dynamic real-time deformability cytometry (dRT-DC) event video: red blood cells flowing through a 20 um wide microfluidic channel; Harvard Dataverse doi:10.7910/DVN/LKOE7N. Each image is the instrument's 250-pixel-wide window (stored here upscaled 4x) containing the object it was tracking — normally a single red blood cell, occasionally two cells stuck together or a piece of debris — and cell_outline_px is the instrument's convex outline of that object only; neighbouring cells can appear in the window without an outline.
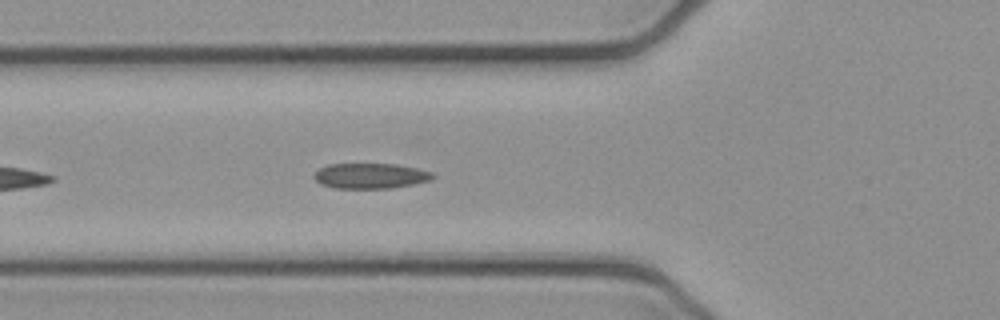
{"species": "common noctule bat (a hibernating species)", "species_latin": "Nyctalus noctula", "temperature_condition": "cold", "stored_images_in_passage": 17, "camera_frame_rate_fps": 3000, "um_per_image_px": 0.085, "animal": {"sex": "female", "body_mass_g": 21.9}, "frame": {"image": 1, "passage_image": 6, "time_ms": 1.667, "image_size_px": [1000, 320], "cell_outline_px": [[436, 176], [432, 180], [392, 188], [336, 188], [320, 184], [312, 176], [320, 168], [328, 164], [396, 164], [416, 168], [432, 172]], "centroid_in_image_um": [31.5, 14.95], "position_along_channel_um": 94.3, "area_um2": 17.51}}
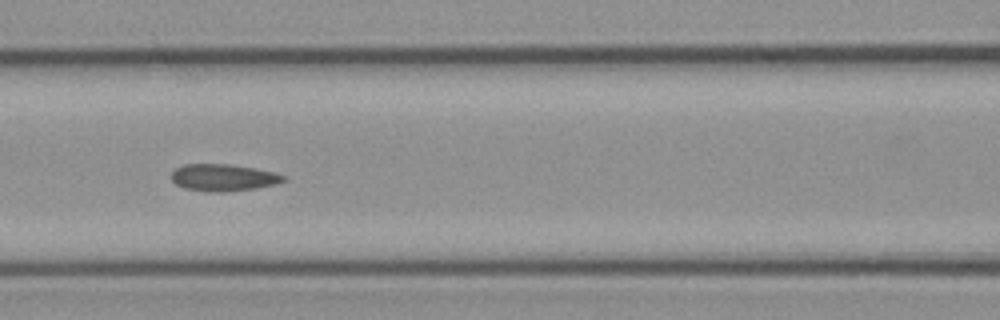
{"frame": {"image": 2, "passage_image": 10, "time_ms": 3.0, "image_size_px": [1000, 320], "cell_outline_px": [[288, 180], [276, 184], [256, 188], [224, 192], [208, 192], [184, 188], [176, 184], [172, 180], [172, 172], [176, 168], [184, 164], [228, 164], [256, 168], [276, 172], [284, 176]], "centroid_in_image_um": [19.01, 15.09], "position_along_channel_um": 147.6, "area_um2": 17.74}}